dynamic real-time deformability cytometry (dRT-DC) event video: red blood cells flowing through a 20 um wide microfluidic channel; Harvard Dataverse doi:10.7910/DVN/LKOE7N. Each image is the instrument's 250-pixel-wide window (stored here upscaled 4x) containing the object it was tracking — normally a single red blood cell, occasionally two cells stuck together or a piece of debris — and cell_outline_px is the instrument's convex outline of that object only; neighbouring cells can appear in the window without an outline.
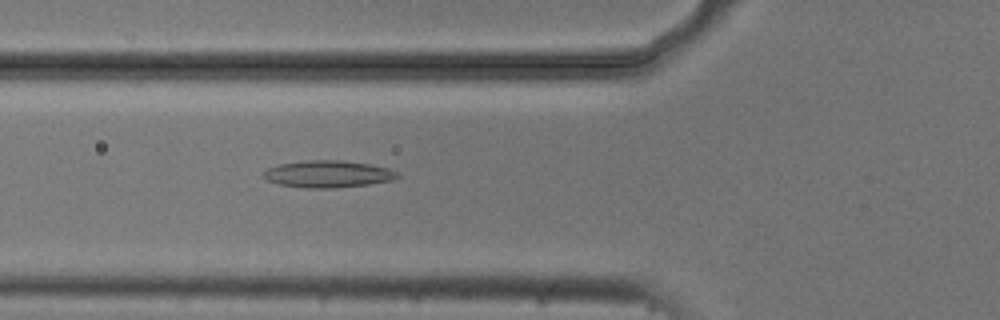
{"species": "common noctule bat (a hibernating species)", "species_latin": "Nyctalus noctula", "temperature_condition": "cold", "stored_images_in_passage": 53, "camera_frame_rate_fps": 3000, "um_per_image_px": 0.085, "animal": {"sex": "male", "body_mass_g": 20.5, "forearm_length_mm": 52.5}, "frame": {"image": 1, "passage_image": 19, "time_ms": 6.0, "image_size_px": [1000, 320], "cell_outline_px": [[400, 176], [392, 180], [368, 184], [336, 188], [304, 188], [280, 184], [268, 180], [260, 176], [268, 168], [280, 164], [308, 160], [340, 160], [372, 164], [388, 168], [396, 172]], "centroid_in_image_um": [27.88, 14.79], "position_along_channel_um": 97.9, "area_um2": 21.04}}
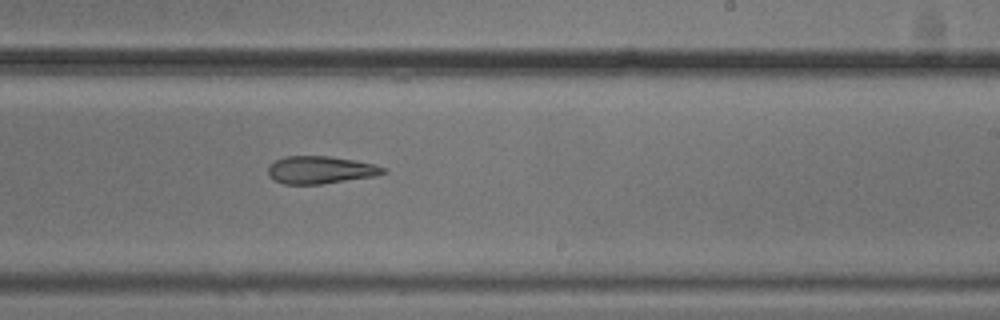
{"frame": {"image": 2, "passage_image": 32, "time_ms": 10.333, "image_size_px": [1000, 320], "cell_outline_px": [[388, 172], [376, 176], [320, 184], [284, 184], [272, 180], [268, 176], [268, 168], [276, 160], [284, 156], [328, 156], [352, 160], [372, 164], [388, 168]], "centroid_in_image_um": [27.24, 14.45], "position_along_channel_um": 261.8, "area_um2": 18.5}}
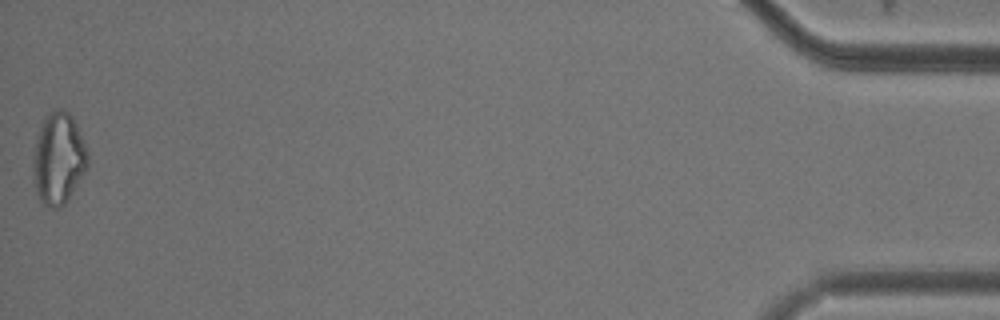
{"frame": {"image": 3, "passage_image": 53, "time_ms": 17.333, "image_size_px": [1000, 320], "cell_outline_px": [[88, 168], [68, 200], [60, 208], [48, 208], [40, 204], [36, 192], [32, 168], [32, 160], [36, 136], [44, 116], [56, 108], [60, 108], [68, 112], [72, 116], [76, 124], [88, 152]], "centroid_in_image_um": [4.95, 13.5], "position_along_channel_um": 430.3, "area_um2": 29.77}, "authors_computed_cell_mechanics": {"area_um2": 21.7328, "velocity_mm_per_s": 3.7614, "shape_relaxation_time_tau1_ms": null, "shape_relaxation_time_tau2_ms": 7.6386, "deformation_change_tau1": null, "deformation_change_tau2": 0.2088}}